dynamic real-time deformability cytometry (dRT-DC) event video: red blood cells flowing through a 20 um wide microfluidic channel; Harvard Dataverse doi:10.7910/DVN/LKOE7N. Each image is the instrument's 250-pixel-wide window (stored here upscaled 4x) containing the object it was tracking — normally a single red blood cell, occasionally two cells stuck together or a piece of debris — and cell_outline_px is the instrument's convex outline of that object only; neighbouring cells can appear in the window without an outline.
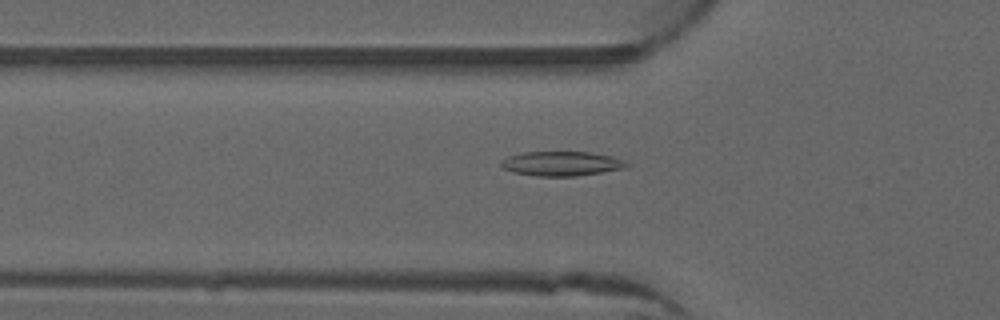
{"species": "common noctule bat (a hibernating species)", "species_latin": "Nyctalus noctula", "temperature_condition": "warm", "stored_images_in_passage": 33, "camera_frame_rate_fps": 3000, "um_per_image_px": 0.085, "animal": {"sex": "male", "forearm_length_mm": 52.5}, "frame": {"image": 1, "passage_image": 9, "time_ms": 2.667, "image_size_px": [1000, 320], "cell_outline_px": [[628, 164], [624, 168], [576, 176], [536, 176], [512, 172], [504, 168], [500, 164], [500, 160], [508, 156], [524, 152], [592, 152], [612, 156], [624, 160]], "centroid_in_image_um": [47.69, 13.9], "position_along_channel_um": 78.1, "area_um2": 17.86}}
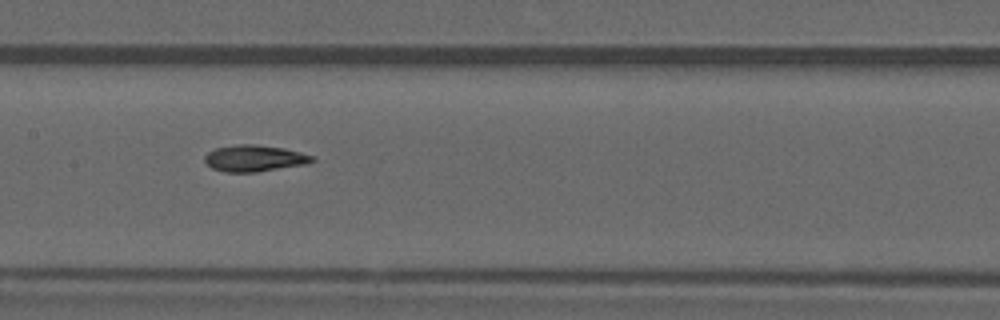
{"frame": {"image": 2, "passage_image": 17, "time_ms": 5.333, "image_size_px": [1000, 320], "cell_outline_px": [[316, 160], [308, 164], [256, 172], [224, 172], [212, 168], [204, 160], [204, 156], [208, 152], [216, 148], [236, 144], [256, 144], [284, 148], [300, 152], [312, 156]], "centroid_in_image_um": [21.63, 13.45], "position_along_channel_um": 185.8, "area_um2": 16.65}}
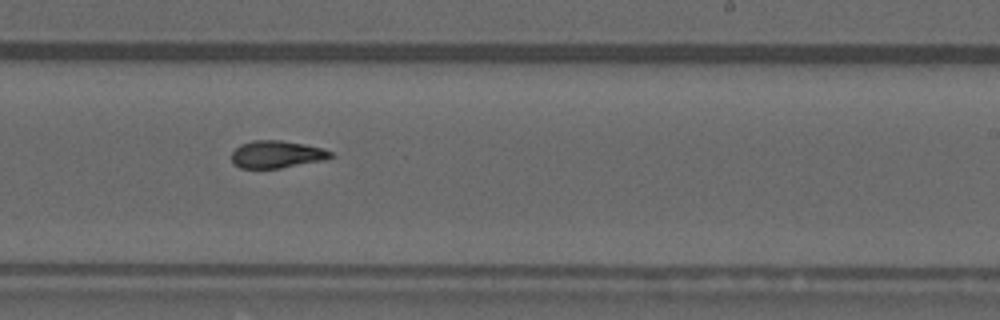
{"frame": {"image": 3, "passage_image": 23, "time_ms": 7.333, "image_size_px": [1000, 320], "cell_outline_px": [[336, 156], [328, 160], [280, 168], [240, 168], [232, 164], [232, 152], [240, 144], [252, 140], [280, 140], [304, 144], [324, 148], [332, 152]], "centroid_in_image_um": [23.57, 13.12], "position_along_channel_um": 265.4, "area_um2": 16.13}, "authors_computed_cell_mechanics": {"area_um2": 16.3574, "velocity_mm_per_s": 4.0117, "shape_relaxation_time_tau1_ms": null, "shape_relaxation_time_tau2_ms": 3.2374, "deformation_change_tau1": null, "deformation_change_tau2": 0.096}}